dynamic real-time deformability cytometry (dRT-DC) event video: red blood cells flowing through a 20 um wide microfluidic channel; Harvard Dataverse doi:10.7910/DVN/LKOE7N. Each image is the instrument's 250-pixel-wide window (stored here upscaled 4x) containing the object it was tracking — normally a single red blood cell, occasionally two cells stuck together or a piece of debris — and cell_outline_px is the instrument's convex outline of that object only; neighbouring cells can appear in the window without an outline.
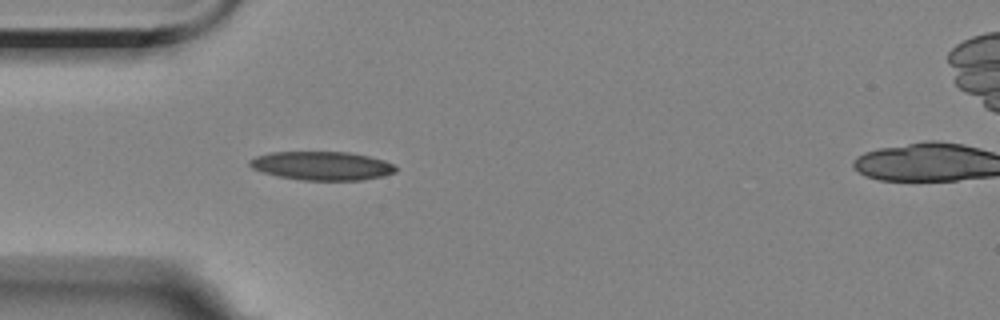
{"species": "Egyptian fruit bat (a non-hibernating species)", "species_latin": "Rousettus aegyptiacus", "temperature_condition": "room temperature", "stored_images_in_passage": 2, "camera_frame_rate_fps": 3000, "um_per_image_px": 0.085, "animal": {"sex": "female"}, "frame": {"image": 1, "passage_image": 1, "time_ms": 0.0, "image_size_px": [1000, 320], "cell_outline_px": [[396, 172], [380, 176], [360, 180], [304, 180], [280, 176], [264, 172], [252, 168], [248, 164], [248, 160], [256, 156], [272, 152], [348, 152], [368, 156], [384, 160], [392, 164], [396, 168]], "centroid_in_image_um": [27.34, 14.08], "position_along_channel_um": 57.7, "area_um2": 24.1}}